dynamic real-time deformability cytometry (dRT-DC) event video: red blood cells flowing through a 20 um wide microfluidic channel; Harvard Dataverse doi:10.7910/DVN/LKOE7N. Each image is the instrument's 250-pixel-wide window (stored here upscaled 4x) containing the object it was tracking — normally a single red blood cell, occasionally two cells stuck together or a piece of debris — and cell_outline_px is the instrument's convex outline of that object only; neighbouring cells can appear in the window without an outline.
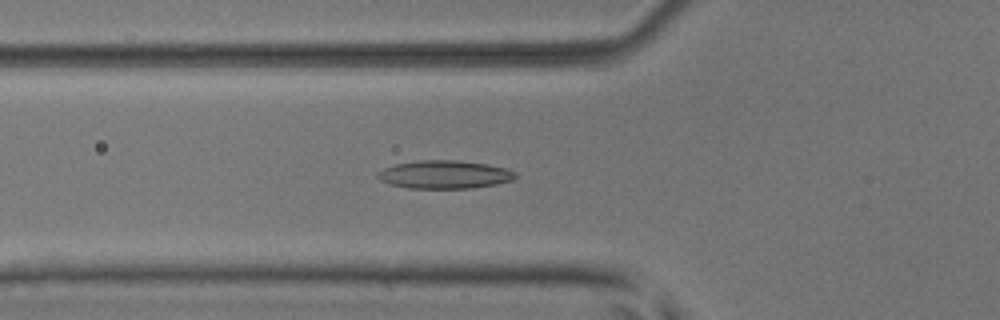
{"species": "common noctule bat (a hibernating species)", "species_latin": "Nyctalus noctula", "temperature_condition": "room temperature", "stored_images_in_passage": 40, "camera_frame_rate_fps": 3000, "um_per_image_px": 0.085, "animal": {"sex": "male", "body_mass_g": 17.9, "forearm_length_mm": 54.2}, "frame": {"image": 1, "passage_image": 7, "time_ms": 2.0, "image_size_px": [1000, 320], "cell_outline_px": [[516, 176], [512, 180], [496, 184], [472, 188], [408, 188], [388, 184], [380, 180], [376, 176], [376, 172], [384, 168], [396, 164], [420, 160], [456, 160], [488, 164], [504, 168], [516, 172]], "centroid_in_image_um": [37.75, 14.83], "position_along_channel_um": 88.0, "area_um2": 22.6}}
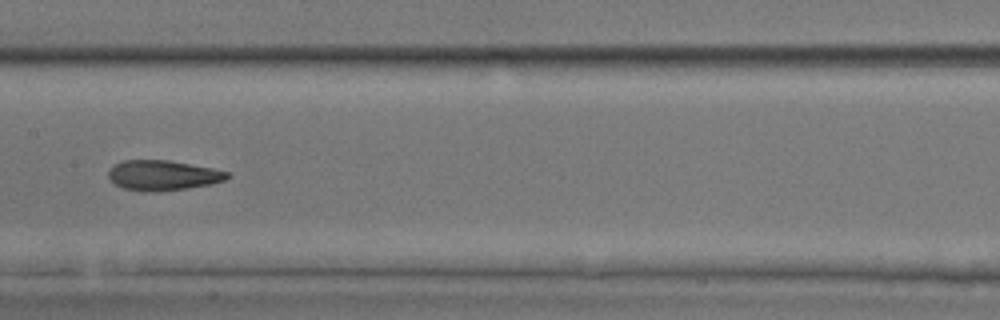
{"frame": {"image": 2, "passage_image": 15, "time_ms": 4.667, "image_size_px": [1000, 320], "cell_outline_px": [[232, 176], [224, 180], [212, 184], [188, 188], [156, 192], [144, 192], [124, 188], [116, 184], [108, 176], [108, 172], [112, 164], [124, 160], [168, 160], [212, 168], [228, 172]], "centroid_in_image_um": [13.84, 14.9], "position_along_channel_um": 193.6, "area_um2": 20.92}}
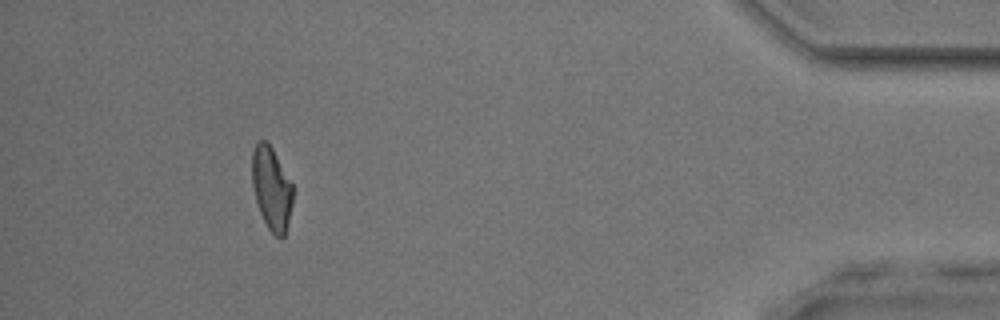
{"frame": {"image": 3, "passage_image": 36, "time_ms": 11.667, "image_size_px": [1000, 320], "cell_outline_px": [[292, 204], [284, 236], [280, 240], [268, 228], [260, 212], [256, 200], [252, 184], [252, 152], [256, 140], [264, 140], [272, 148], [292, 184]], "centroid_in_image_um": [23.06, 16.0], "position_along_channel_um": 412.1, "area_um2": 19.48}, "authors_computed_cell_mechanics": {"area_um2": 20.8947, "velocity_mm_per_s": 3.9498, "shape_relaxation_time_tau1_ms": null, "shape_relaxation_time_tau2_ms": 2.9365, "deformation_change_tau1": null, "deformation_change_tau2": 0.1086}}